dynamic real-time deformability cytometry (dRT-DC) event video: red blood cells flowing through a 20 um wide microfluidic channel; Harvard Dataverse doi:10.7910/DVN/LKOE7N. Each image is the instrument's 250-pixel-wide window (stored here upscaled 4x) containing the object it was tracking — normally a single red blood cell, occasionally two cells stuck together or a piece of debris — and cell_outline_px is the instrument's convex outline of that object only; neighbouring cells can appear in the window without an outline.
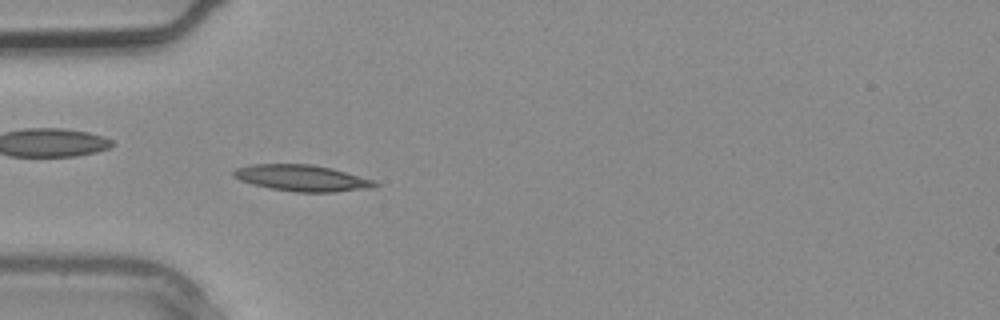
{"species": "common noctule bat (a hibernating species)", "species_latin": "Nyctalus noctula", "temperature_condition": "warm", "stored_images_in_passage": 4, "camera_frame_rate_fps": 3000, "um_per_image_px": 0.085, "animal": {"sex": "male", "body_mass_g": 20.4}, "frame": {"image": 1, "passage_image": 4, "time_ms": 1.0, "image_size_px": [1000, 320], "cell_outline_px": [[380, 184], [376, 188], [332, 192], [296, 192], [268, 188], [252, 184], [240, 180], [232, 176], [232, 172], [236, 168], [252, 164], [312, 164], [332, 168], [376, 180]], "centroid_in_image_um": [25.71, 15.14], "position_along_channel_um": 59.3, "area_um2": 21.96}}